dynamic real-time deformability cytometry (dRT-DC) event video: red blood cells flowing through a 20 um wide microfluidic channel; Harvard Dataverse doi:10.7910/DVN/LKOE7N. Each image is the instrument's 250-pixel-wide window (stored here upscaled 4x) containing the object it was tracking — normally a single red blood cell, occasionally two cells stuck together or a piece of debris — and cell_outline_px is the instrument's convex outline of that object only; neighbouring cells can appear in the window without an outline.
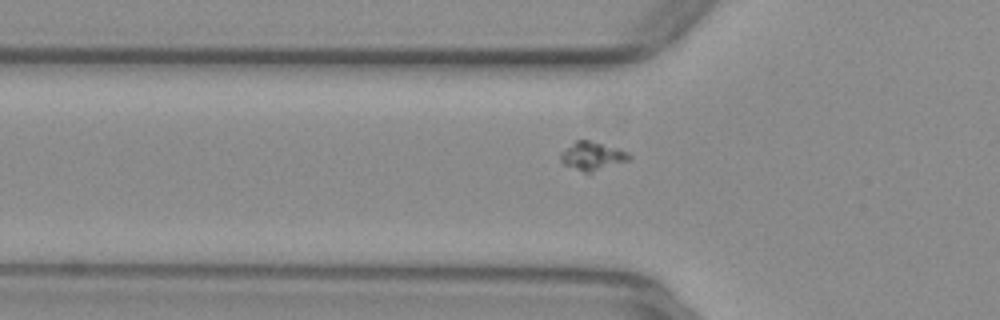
{"species": "common noctule bat (a hibernating species)", "species_latin": "Nyctalus noctula", "temperature_condition": "warm", "stored_images_in_passage": 48, "camera_frame_rate_fps": 3000, "um_per_image_px": 0.085, "animal": {"sex": "female", "body_mass_g": 29.2, "forearm_length_mm": 56.3}, "frame": {"image": 1, "passage_image": 19, "time_ms": 6.0, "image_size_px": [1000, 320], "cell_outline_px": [[632, 156], [628, 160], [588, 176], [564, 164], [560, 160], [560, 152], [576, 140], [588, 140], [620, 148], [628, 152]], "centroid_in_image_um": [50.35, 13.31], "position_along_channel_um": 75.5, "area_um2": 11.85}}
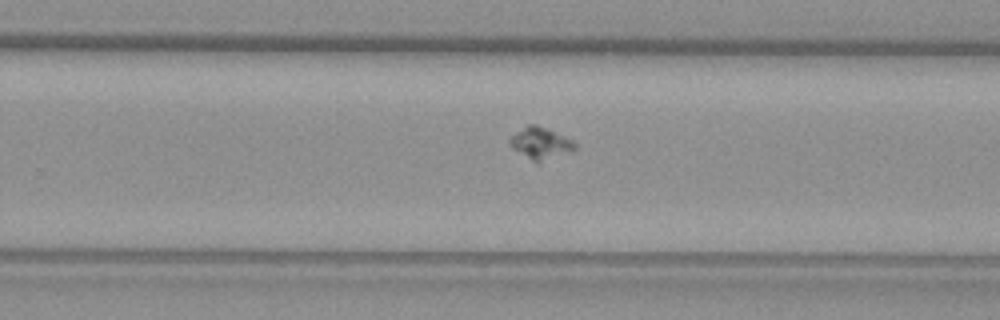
{"frame": {"image": 2, "passage_image": 35, "time_ms": 11.333, "image_size_px": [1000, 320], "cell_outline_px": [[576, 148], [540, 164], [536, 164], [512, 148], [508, 144], [508, 140], [516, 132], [528, 124], [536, 124], [564, 136], [572, 140], [576, 144]], "centroid_in_image_um": [45.91, 12.2], "position_along_channel_um": 283.9, "area_um2": 12.08}}
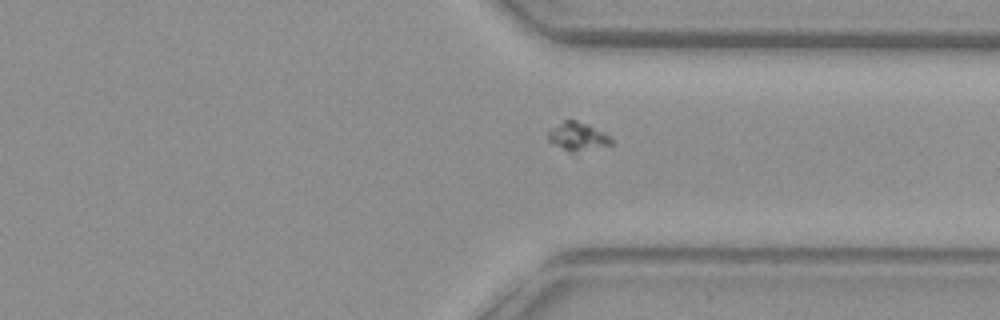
{"frame": {"image": 3, "passage_image": 41, "time_ms": 13.333, "image_size_px": [1000, 320], "cell_outline_px": [[616, 144], [572, 152], [568, 152], [548, 140], [548, 132], [552, 128], [564, 120], [576, 120], [588, 124], [608, 136]], "centroid_in_image_um": [49.1, 11.6], "position_along_channel_um": 362.3, "area_um2": 10.17}}